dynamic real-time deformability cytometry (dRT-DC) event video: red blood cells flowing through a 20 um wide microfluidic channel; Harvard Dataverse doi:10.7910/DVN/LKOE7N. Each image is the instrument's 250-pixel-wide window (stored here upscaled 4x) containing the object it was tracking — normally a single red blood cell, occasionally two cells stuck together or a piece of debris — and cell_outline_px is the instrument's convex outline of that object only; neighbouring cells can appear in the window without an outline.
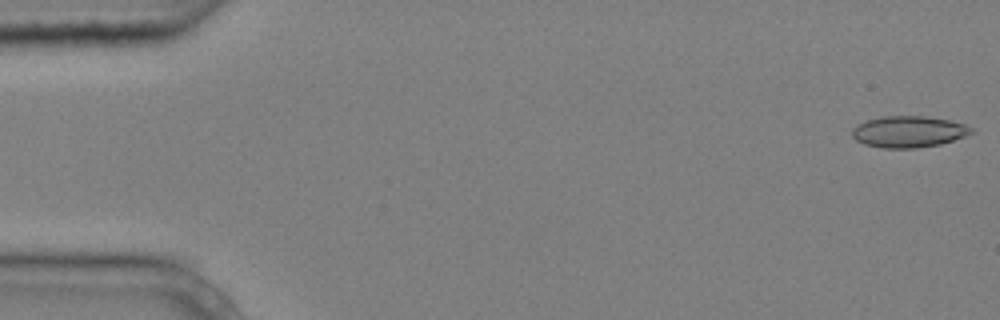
{"species": "common noctule bat (a hibernating species)", "species_latin": "Nyctalus noctula", "temperature_condition": "cold", "stored_images_in_passage": 6, "camera_frame_rate_fps": 3000, "um_per_image_px": 0.085, "animal": {"sex": "male", "body_mass_g": 20.4}, "frame": {"image": 1, "passage_image": 1, "time_ms": 0.0, "image_size_px": [1000, 320], "cell_outline_px": [[976, 132], [940, 144], [916, 148], [880, 148], [864, 144], [856, 140], [852, 136], [852, 128], [856, 124], [880, 116], [924, 116], [948, 120], [964, 124], [972, 128]], "centroid_in_image_um": [77.2, 11.19], "position_along_channel_um": 7.8, "area_um2": 21.85}}
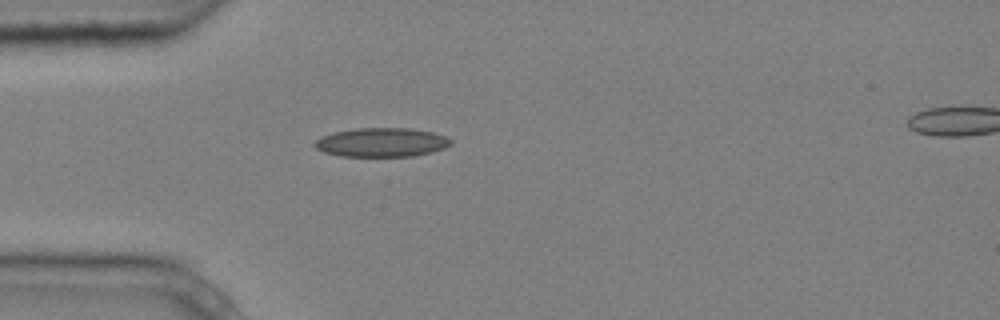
{"frame": {"image": 2, "passage_image": 5, "time_ms": 1.333, "image_size_px": [1000, 320], "cell_outline_px": [[452, 144], [444, 148], [432, 152], [412, 156], [340, 156], [324, 152], [316, 148], [312, 144], [320, 136], [332, 132], [356, 128], [412, 128], [432, 132], [444, 136], [452, 140]], "centroid_in_image_um": [32.41, 12.09], "position_along_channel_um": 52.6, "area_um2": 23.12}}